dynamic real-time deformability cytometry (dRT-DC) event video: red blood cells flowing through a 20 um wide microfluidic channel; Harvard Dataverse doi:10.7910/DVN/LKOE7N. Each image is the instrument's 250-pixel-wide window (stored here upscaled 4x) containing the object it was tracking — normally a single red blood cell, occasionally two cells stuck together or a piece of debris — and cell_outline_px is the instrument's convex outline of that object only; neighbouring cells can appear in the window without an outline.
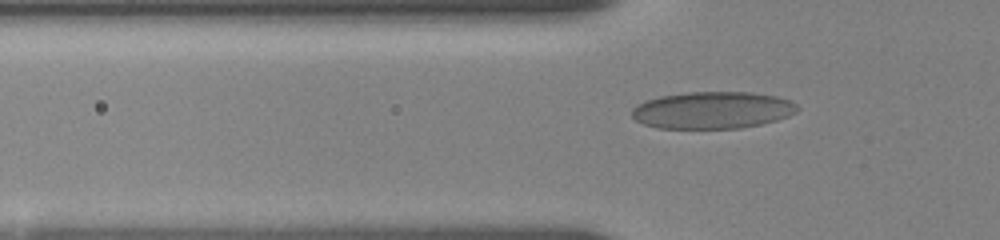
{"species": "human", "species_latin": "Homo sapiens", "temperature_condition": "room temperature", "stored_images_in_passage": 39, "camera_frame_rate_fps": 3000, "um_per_image_px": 0.085, "donor": {"sex": "female"}, "frame": {"image": 1, "passage_image": 14, "time_ms": 4.0, "image_size_px": [1000, 240], "cell_outline_px": [[800, 108], [796, 112], [788, 116], [776, 120], [760, 124], [740, 128], [656, 128], [644, 124], [636, 120], [632, 116], [632, 108], [636, 104], [644, 100], [660, 96], [688, 92], [752, 92], [776, 96], [788, 100], [796, 104]], "centroid_in_image_um": [60.54, 9.36], "position_along_channel_um": 65.3, "area_um2": 35.78}}
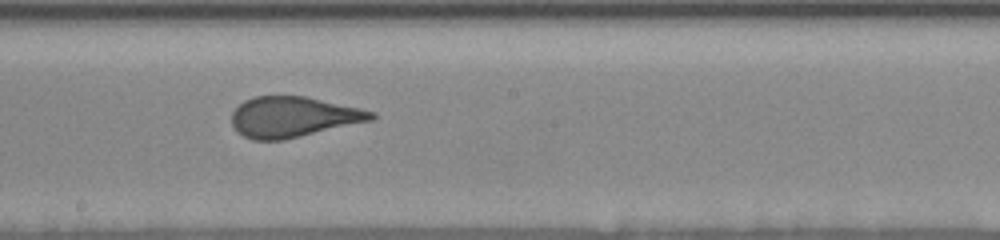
{"frame": {"image": 2, "passage_image": 27, "time_ms": 8.333, "image_size_px": [1000, 240], "cell_outline_px": [[376, 116], [372, 120], [284, 140], [252, 140], [236, 132], [232, 124], [232, 112], [244, 100], [256, 96], [304, 96], [360, 108], [376, 112]], "centroid_in_image_um": [24.9, 9.94], "position_along_channel_um": 223.3, "area_um2": 32.89}}
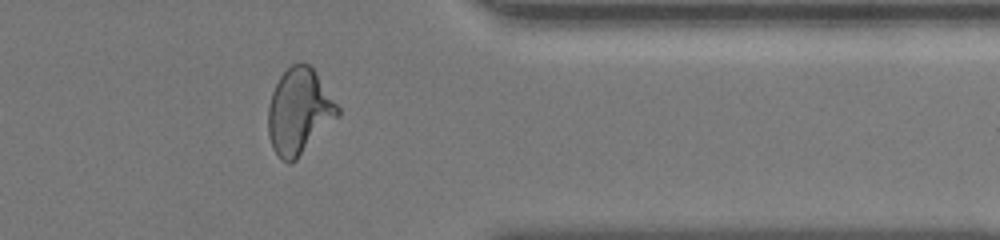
{"frame": {"image": 3, "passage_image": 36, "time_ms": 13.0, "image_size_px": [1000, 240], "cell_outline_px": [[340, 116], [296, 160], [288, 164], [280, 160], [272, 148], [268, 132], [268, 108], [272, 92], [280, 76], [292, 64], [300, 60], [308, 64], [316, 72], [340, 108]], "centroid_in_image_um": [25.43, 9.49], "position_along_channel_um": 386.0, "area_um2": 35.03}}